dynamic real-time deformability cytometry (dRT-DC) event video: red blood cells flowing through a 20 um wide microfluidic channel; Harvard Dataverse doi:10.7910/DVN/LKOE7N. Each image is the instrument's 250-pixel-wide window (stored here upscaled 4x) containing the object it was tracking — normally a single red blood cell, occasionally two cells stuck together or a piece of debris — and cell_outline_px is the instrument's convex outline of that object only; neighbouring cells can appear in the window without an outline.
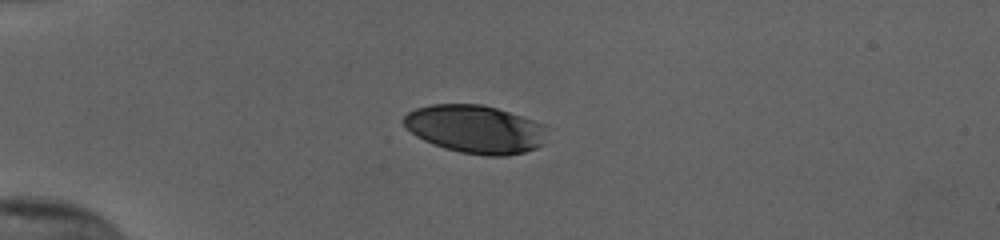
{"species": "human", "species_latin": "Homo sapiens", "temperature_condition": "cold", "stored_images_in_passage": 40, "camera_frame_rate_fps": 3000, "um_per_image_px": 0.085, "donor": {"sex": "female"}, "frame": {"image": 1, "passage_image": 1, "time_ms": 0.0, "image_size_px": [1000, 240], "cell_outline_px": [[548, 124], [544, 144], [536, 148], [524, 152], [504, 156], [488, 156], [460, 152], [444, 148], [424, 140], [416, 136], [404, 128], [404, 116], [408, 112], [416, 108], [432, 104], [480, 104], [496, 108]], "centroid_in_image_um": [40.43, 10.98], "position_along_channel_um": 44.6, "area_um2": 40.52}}
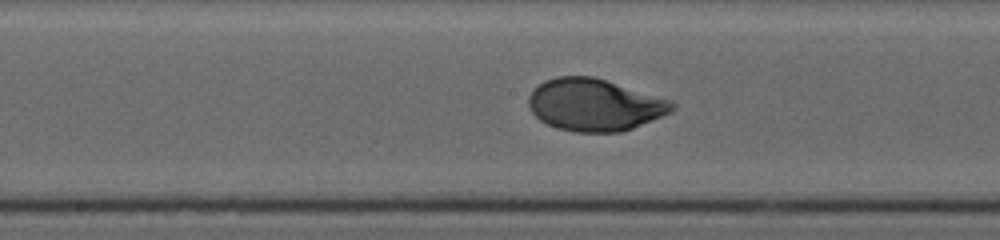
{"frame": {"image": 2, "passage_image": 16, "time_ms": 5.0, "image_size_px": [1000, 240], "cell_outline_px": [[676, 108], [672, 112], [632, 128], [620, 132], [576, 132], [556, 128], [540, 120], [532, 112], [528, 104], [528, 96], [544, 80], [556, 76], [592, 76], [672, 100], [676, 104]], "centroid_in_image_um": [50.55, 8.91], "position_along_channel_um": 197.6, "area_um2": 43.52}}
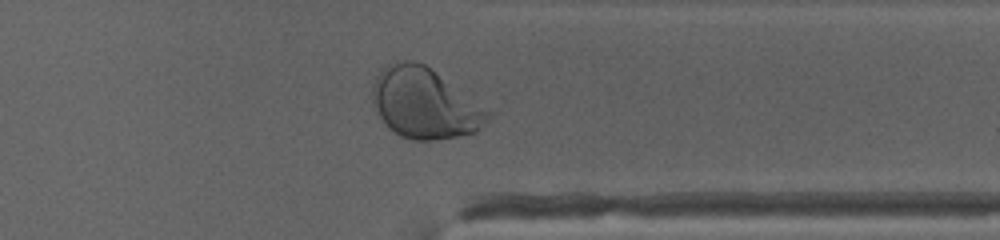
{"frame": {"image": 3, "passage_image": 30, "time_ms": 9.667, "image_size_px": [1000, 240], "cell_outline_px": [[492, 112], [488, 120], [476, 132], [456, 136], [432, 140], [412, 140], [400, 136], [388, 128], [372, 108], [372, 84], [380, 68], [388, 64], [404, 60], [412, 60], [424, 64]], "centroid_in_image_um": [36.04, 8.79], "position_along_channel_um": 375.4, "area_um2": 47.4}, "authors_computed_cell_mechanics": {"area_um2": 43.7257, "velocity_mm_per_s": 3.8089, "shape_relaxation_time_tau1_ms": 3.5809, "shape_relaxation_time_tau2_ms": null, "deformation_change_tau1": 0.1789, "deformation_change_tau2": null}}